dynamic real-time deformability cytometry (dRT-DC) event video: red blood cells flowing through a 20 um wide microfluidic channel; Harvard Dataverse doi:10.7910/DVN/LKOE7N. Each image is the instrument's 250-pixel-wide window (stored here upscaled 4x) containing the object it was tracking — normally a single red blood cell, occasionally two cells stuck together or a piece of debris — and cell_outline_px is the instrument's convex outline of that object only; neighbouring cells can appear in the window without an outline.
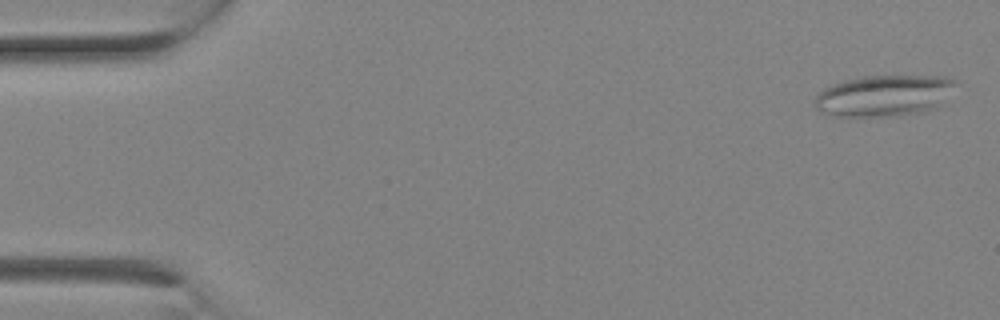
{"species": "Egyptian fruit bat (a non-hibernating species)", "species_latin": "Rousettus aegyptiacus", "temperature_condition": "room temperature", "stored_images_in_passage": 3, "camera_frame_rate_fps": 3000, "um_per_image_px": 0.085, "animal": {"sex": "female"}, "frame": {"image": 1, "passage_image": 1, "time_ms": 0.0, "image_size_px": [1000, 320], "cell_outline_px": [[960, 80], [936, 108], [924, 112], [900, 116], [832, 116], [820, 112], [816, 108], [816, 96], [824, 88], [832, 84], [844, 80], [864, 76], [944, 76]], "centroid_in_image_um": [75.16, 8.13], "position_along_channel_um": 9.8, "area_um2": 34.04}}